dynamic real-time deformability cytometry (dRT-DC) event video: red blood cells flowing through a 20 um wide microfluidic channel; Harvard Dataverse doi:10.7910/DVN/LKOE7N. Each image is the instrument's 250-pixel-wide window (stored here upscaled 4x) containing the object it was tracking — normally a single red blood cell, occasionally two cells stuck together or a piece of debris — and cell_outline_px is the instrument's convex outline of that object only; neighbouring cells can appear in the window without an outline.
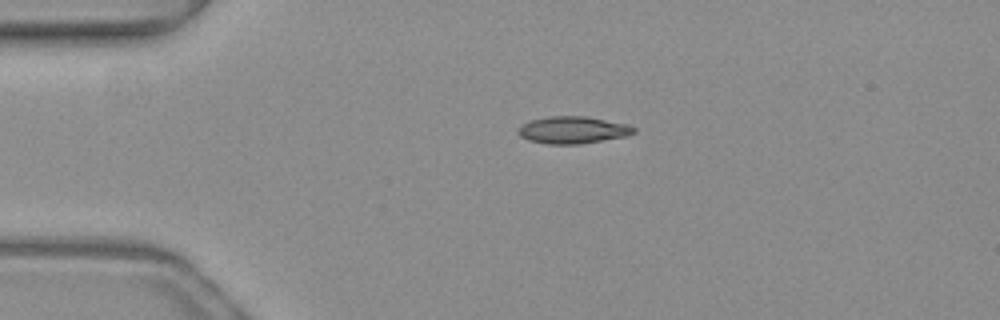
{"species": "common noctule bat (a hibernating species)", "species_latin": "Nyctalus noctula", "temperature_condition": "warm", "stored_images_in_passage": 36, "camera_frame_rate_fps": 3000, "um_per_image_px": 0.085, "animal": {"sex": "female", "body_mass_g": 19.3, "forearm_length_mm": 54.1}, "frame": {"image": 1, "passage_image": 1, "time_ms": 0.0, "image_size_px": [1000, 320], "cell_outline_px": [[636, 132], [628, 136], [580, 144], [548, 144], [528, 140], [520, 136], [516, 132], [524, 124], [532, 120], [548, 116], [588, 116], [628, 124], [636, 128]], "centroid_in_image_um": [48.74, 11.05], "position_along_channel_um": 36.3, "area_um2": 18.38}}
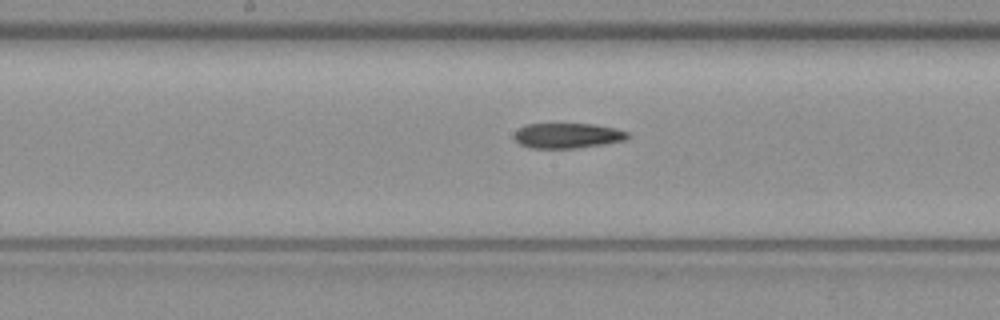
{"frame": {"image": 2, "passage_image": 16, "time_ms": 5.0, "image_size_px": [1000, 320], "cell_outline_px": [[632, 136], [628, 140], [604, 144], [576, 148], [532, 148], [520, 144], [512, 136], [524, 124], [592, 124], [612, 128], [628, 132]], "centroid_in_image_um": [48.26, 11.53], "position_along_channel_um": 199.9, "area_um2": 16.65}}
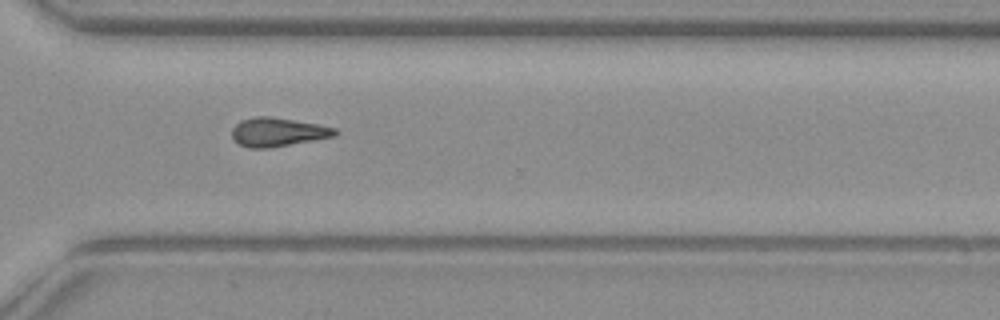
{"frame": {"image": 3, "passage_image": 27, "time_ms": 8.667, "image_size_px": [1000, 320], "cell_outline_px": [[340, 132], [336, 136], [268, 148], [248, 148], [232, 140], [232, 128], [240, 120], [252, 116], [268, 116], [320, 124], [336, 128]], "centroid_in_image_um": [23.61, 11.22], "position_along_channel_um": 347.0, "area_um2": 17.46}}